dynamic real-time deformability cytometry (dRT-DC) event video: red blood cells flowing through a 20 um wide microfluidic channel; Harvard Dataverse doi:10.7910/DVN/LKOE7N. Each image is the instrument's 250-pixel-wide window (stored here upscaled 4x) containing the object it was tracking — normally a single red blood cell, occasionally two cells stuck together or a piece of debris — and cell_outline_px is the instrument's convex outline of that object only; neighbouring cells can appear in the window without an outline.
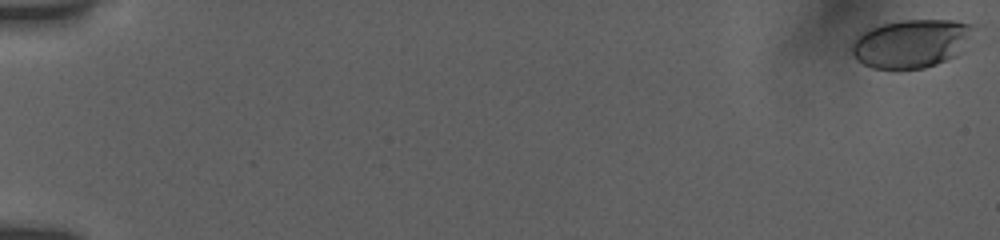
{"species": "human", "species_latin": "Homo sapiens", "temperature_condition": "room temperature", "stored_images_in_passage": 56, "camera_frame_rate_fps": 3000, "um_per_image_px": 0.085, "donor": {"sex": "female"}, "frame": {"image": 1, "passage_image": 1, "time_ms": 0.0, "image_size_px": [1000, 240], "cell_outline_px": [[972, 24], [964, 52], [956, 56], [936, 64], [924, 68], [872, 68], [856, 60], [852, 52], [852, 44], [864, 32], [872, 28], [884, 24], [904, 20], [952, 20]], "centroid_in_image_um": [77.47, 3.71], "position_along_channel_um": 7.5, "area_um2": 33.7}}
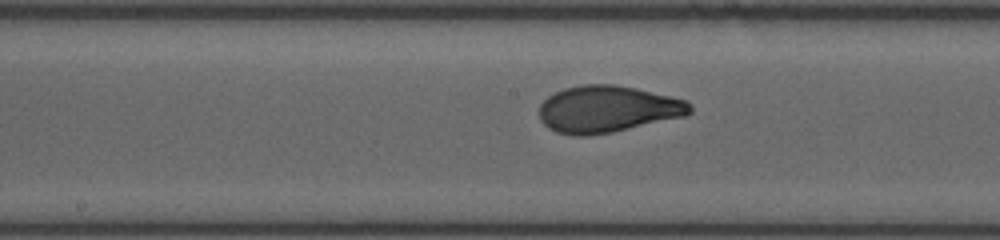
{"frame": {"image": 2, "passage_image": 32, "time_ms": 10.0, "image_size_px": [1000, 240], "cell_outline_px": [[692, 112], [684, 116], [612, 132], [588, 136], [572, 136], [556, 132], [548, 128], [540, 120], [540, 104], [548, 96], [564, 88], [584, 84], [616, 84], [636, 88], [672, 96], [688, 100], [692, 104]], "centroid_in_image_um": [51.65, 9.27], "position_along_channel_um": 196.6, "area_um2": 41.33}}
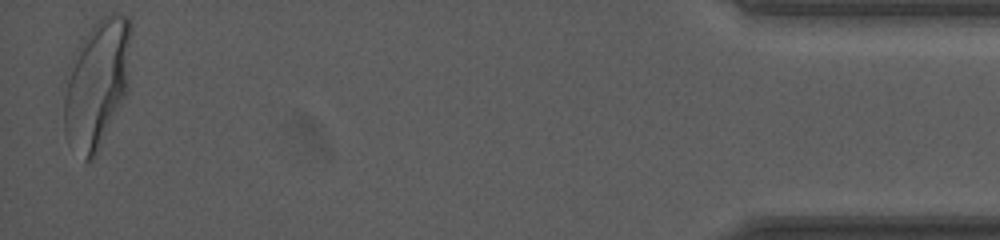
{"frame": {"image": 3, "passage_image": 55, "time_ms": 18.0, "image_size_px": [1000, 240], "cell_outline_px": [[132, 32], [128, 88], [92, 160], [84, 164], [68, 144], [64, 132], [60, 84], [72, 56], [96, 20], [100, 16], [112, 12], [116, 12], [128, 16], [132, 20]], "centroid_in_image_um": [8.17, 7.08], "position_along_channel_um": 427.0, "area_um2": 51.79}, "authors_computed_cell_mechanics": {"area_um2": 39.6797, "velocity_mm_per_s": 3.8469, "shape_relaxation_time_tau1_ms": 4.3504, "shape_relaxation_time_tau2_ms": null, "deformation_change_tau1": 0.179, "deformation_change_tau2": null}}